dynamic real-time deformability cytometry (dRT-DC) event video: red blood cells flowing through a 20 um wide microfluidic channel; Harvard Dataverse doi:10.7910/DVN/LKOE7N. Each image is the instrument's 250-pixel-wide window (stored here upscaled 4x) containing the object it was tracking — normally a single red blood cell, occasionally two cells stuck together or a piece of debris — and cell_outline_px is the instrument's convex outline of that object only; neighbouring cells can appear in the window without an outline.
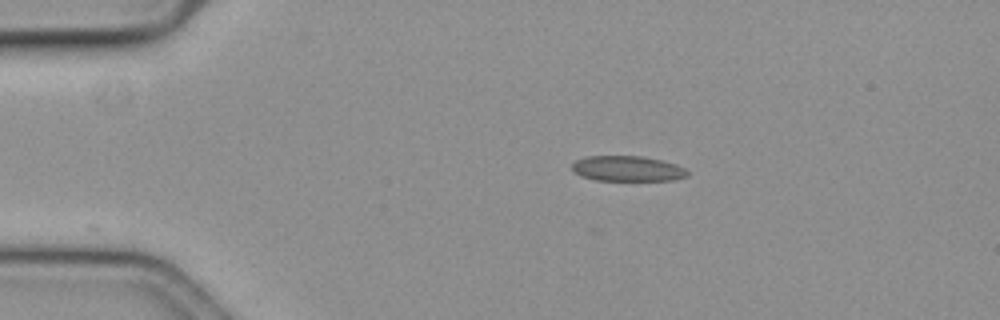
{"species": "common noctule bat (a hibernating species)", "species_latin": "Nyctalus noctula", "temperature_condition": "cold", "stored_images_in_passage": 35, "camera_frame_rate_fps": 3000, "um_per_image_px": 0.085, "animal": {"sex": "female", "body_mass_g": 19.3, "forearm_length_mm": 54.1}, "frame": {"image": 1, "passage_image": 1, "time_ms": 0.0, "image_size_px": [1000, 320], "cell_outline_px": [[688, 176], [672, 180], [596, 180], [580, 176], [572, 168], [572, 164], [576, 160], [588, 156], [640, 156], [660, 160], [676, 164], [684, 168], [688, 172]], "centroid_in_image_um": [53.33, 14.33], "position_along_channel_um": 31.7, "area_um2": 16.88}}
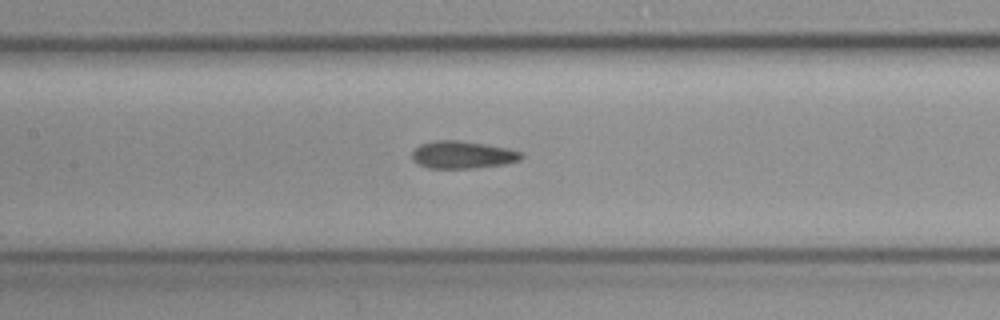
{"frame": {"image": 2, "passage_image": 17, "time_ms": 5.333, "image_size_px": [1000, 320], "cell_outline_px": [[524, 156], [520, 160], [504, 164], [472, 168], [428, 168], [416, 164], [412, 160], [412, 152], [420, 144], [436, 140], [456, 140], [484, 144], [508, 148], [524, 152]], "centroid_in_image_um": [39.32, 13.16], "position_along_channel_um": 168.1, "area_um2": 17.57}}
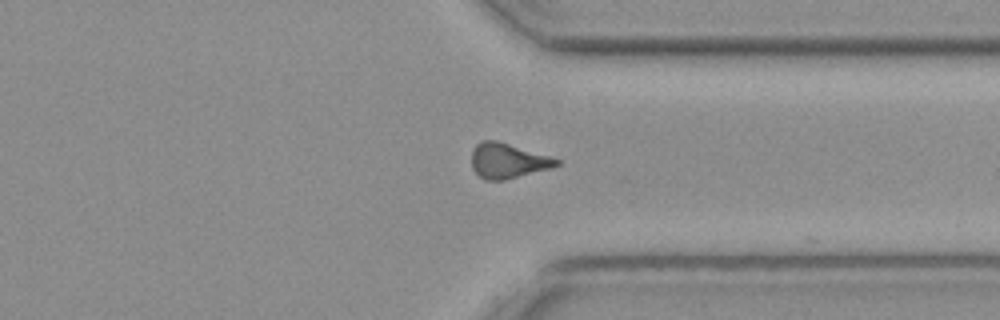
{"frame": {"image": 3, "passage_image": 34, "time_ms": 11.0, "image_size_px": [1000, 320], "cell_outline_px": [[560, 164], [552, 168], [504, 180], [484, 180], [472, 168], [472, 148], [480, 140], [496, 140], [548, 156], [560, 160]], "centroid_in_image_um": [43.13, 13.66], "position_along_channel_um": 368.3, "area_um2": 17.22}}